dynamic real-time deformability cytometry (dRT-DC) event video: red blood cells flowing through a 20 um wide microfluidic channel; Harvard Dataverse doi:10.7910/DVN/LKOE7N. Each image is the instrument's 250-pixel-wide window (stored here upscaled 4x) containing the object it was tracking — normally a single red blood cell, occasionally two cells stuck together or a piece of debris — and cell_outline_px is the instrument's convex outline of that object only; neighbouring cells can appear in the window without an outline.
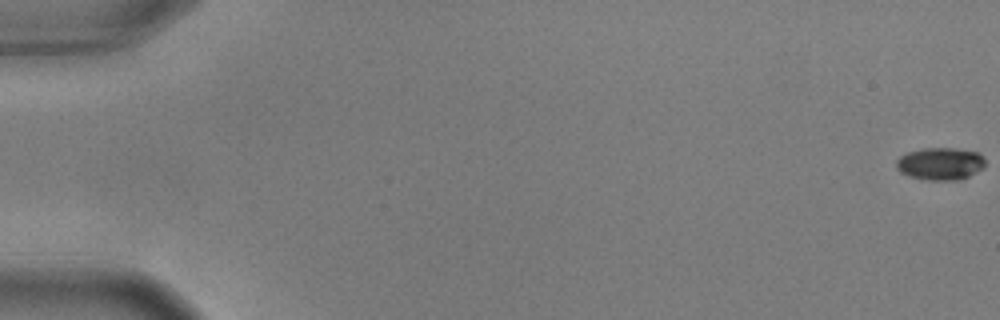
{"species": "common noctule bat (a hibernating species)", "species_latin": "Nyctalus noctula", "temperature_condition": "warm", "stored_images_in_passage": 19, "camera_frame_rate_fps": 3000, "um_per_image_px": 0.085, "animal": {"sex": "male", "body_mass_g": 17.9, "forearm_length_mm": 54.2}, "frame": {"image": 1, "passage_image": 1, "time_ms": 0.0, "image_size_px": [1000, 320], "cell_outline_px": [[984, 168], [960, 180], [928, 180], [908, 176], [900, 172], [896, 168], [896, 160], [900, 156], [908, 152], [924, 148], [956, 148], [980, 152], [984, 156]], "centroid_in_image_um": [79.94, 13.91], "position_along_channel_um": 5.1, "area_um2": 16.99}}
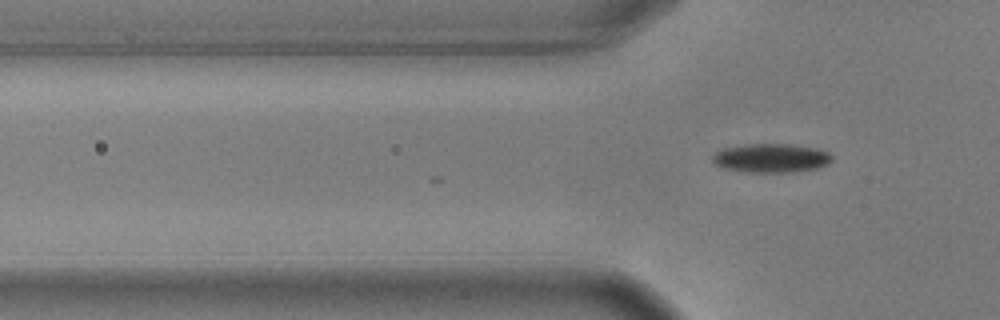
{"frame": {"image": 2, "passage_image": 19, "time_ms": 6.0, "image_size_px": [1000, 320], "cell_outline_px": [[832, 160], [828, 164], [816, 168], [792, 172], [748, 172], [724, 168], [716, 164], [712, 160], [712, 156], [716, 152], [724, 148], [744, 144], [792, 144], [816, 148], [828, 152], [832, 156]], "centroid_in_image_um": [65.55, 13.43], "position_along_channel_um": 60.2, "area_um2": 20.06}}